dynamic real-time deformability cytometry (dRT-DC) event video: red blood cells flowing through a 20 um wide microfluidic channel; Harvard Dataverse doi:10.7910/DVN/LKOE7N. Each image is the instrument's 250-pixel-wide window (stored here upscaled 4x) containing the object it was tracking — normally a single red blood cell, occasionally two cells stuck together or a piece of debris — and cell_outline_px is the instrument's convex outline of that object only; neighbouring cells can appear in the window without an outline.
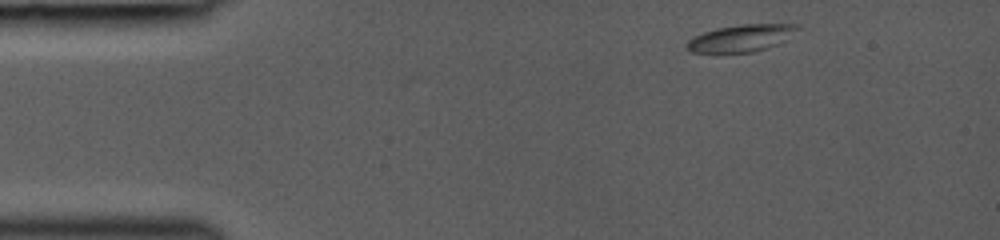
{"species": "common noctule bat (a hibernating species)", "species_latin": "Nyctalus noctula", "temperature_condition": "room temperature", "stored_images_in_passage": 9, "camera_frame_rate_fps": 3000, "um_per_image_px": 0.085, "animal": {"sex": "female", "body_mass_g": 19.0, "forearm_length_mm": 53.3}, "frame": {"image": 1, "passage_image": 1, "time_ms": 0.0, "image_size_px": [1000, 240], "cell_outline_px": [[800, 28], [776, 44], [768, 48], [752, 52], [692, 52], [684, 48], [684, 44], [688, 40], [704, 32], [716, 28], [740, 24], [800, 24]], "centroid_in_image_um": [62.95, 3.23], "position_along_channel_um": 22.1, "area_um2": 17.22}}
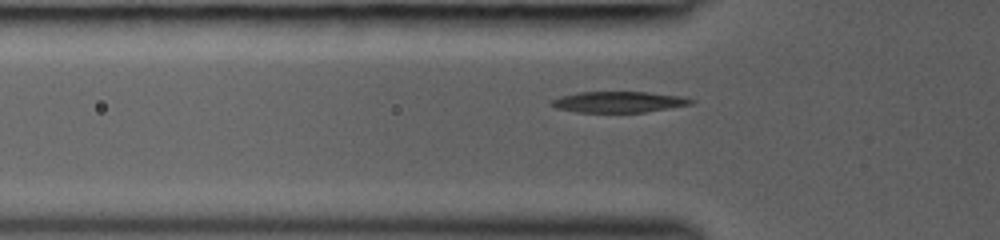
{"frame": {"image": 2, "passage_image": 6, "time_ms": 3.0, "image_size_px": [1000, 240], "cell_outline_px": [[696, 100], [692, 104], [644, 112], [576, 112], [556, 108], [548, 104], [552, 100], [560, 96], [580, 92], [648, 92], [684, 96]], "centroid_in_image_um": [52.59, 8.66], "position_along_channel_um": 73.2, "area_um2": 17.11}}
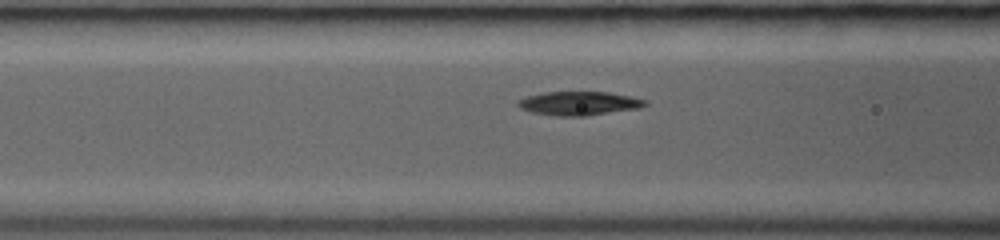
{"frame": {"image": 3, "passage_image": 8, "time_ms": 4.0, "image_size_px": [1000, 240], "cell_outline_px": [[648, 104], [640, 108], [584, 116], [552, 116], [532, 112], [520, 108], [516, 104], [516, 100], [528, 96], [544, 92], [608, 92], [632, 96], [648, 100]], "centroid_in_image_um": [49.22, 8.78], "position_along_channel_um": 117.4, "area_um2": 17.8}}